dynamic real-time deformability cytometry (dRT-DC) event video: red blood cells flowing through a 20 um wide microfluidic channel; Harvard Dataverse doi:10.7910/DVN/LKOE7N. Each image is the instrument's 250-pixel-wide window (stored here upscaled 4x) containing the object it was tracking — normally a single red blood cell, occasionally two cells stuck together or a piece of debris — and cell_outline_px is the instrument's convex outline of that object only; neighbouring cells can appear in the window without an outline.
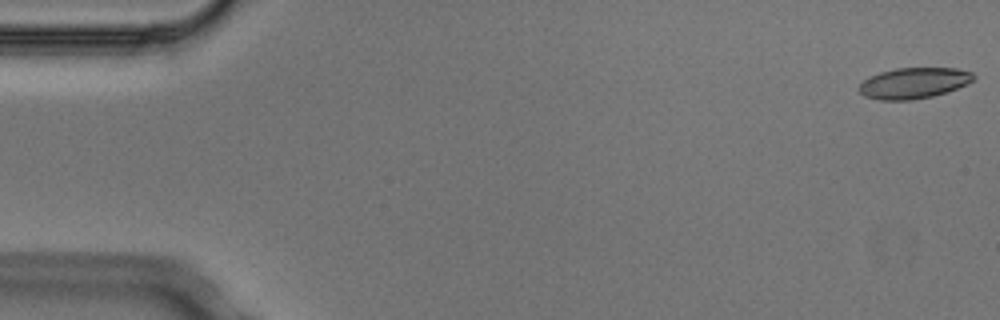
{"species": "Egyptian fruit bat (a non-hibernating species)", "species_latin": "Rousettus aegyptiacus", "temperature_condition": "cold", "stored_images_in_passage": 6, "segment_of_instrument_passage": [1, 2], "camera_frame_rate_fps": 3000, "um_per_image_px": 0.085, "animal": {"sex": "male"}, "frame": {"image": 1, "passage_image": 1, "time_ms": 0.0, "image_size_px": [1000, 320], "cell_outline_px": [[976, 76], [968, 84], [932, 96], [912, 100], [880, 100], [864, 96], [856, 88], [864, 80], [880, 72], [896, 68], [956, 68], [972, 72]], "centroid_in_image_um": [77.66, 7.06], "position_along_channel_um": 7.3, "area_um2": 20.52}}
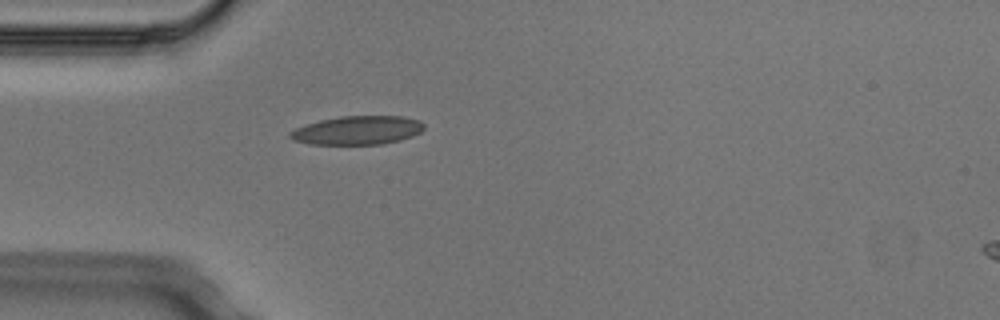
{"frame": {"image": 2, "passage_image": 5, "time_ms": 1.333, "image_size_px": [1000, 320], "cell_outline_px": [[424, 128], [420, 132], [412, 136], [400, 140], [380, 144], [308, 144], [292, 140], [288, 136], [288, 132], [296, 128], [320, 120], [340, 116], [400, 116], [420, 120], [424, 124]], "centroid_in_image_um": [30.37, 11.07], "position_along_channel_um": 54.6, "area_um2": 22.37}}